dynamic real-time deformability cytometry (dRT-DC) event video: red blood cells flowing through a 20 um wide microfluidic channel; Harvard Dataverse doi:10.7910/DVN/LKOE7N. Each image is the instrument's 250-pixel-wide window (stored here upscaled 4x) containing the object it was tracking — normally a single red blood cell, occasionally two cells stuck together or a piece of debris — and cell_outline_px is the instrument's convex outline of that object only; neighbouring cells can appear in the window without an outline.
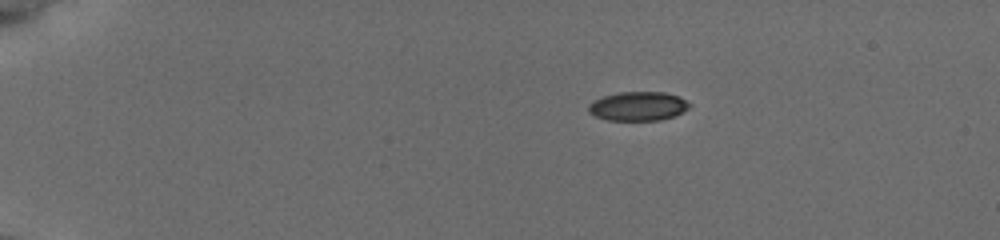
{"species": "common noctule bat (a hibernating species)", "species_latin": "Nyctalus noctula", "temperature_condition": "cold", "stored_images_in_passage": 45, "camera_frame_rate_fps": 3000, "um_per_image_px": 0.085, "animal": {"sex": "female", "body_mass_g": 19.5, "forearm_length_mm": 54.1}, "frame": {"image": 1, "passage_image": 1, "time_ms": 0.0, "image_size_px": [1000, 240], "cell_outline_px": [[692, 104], [688, 108], [672, 116], [660, 120], [608, 120], [596, 116], [588, 112], [588, 104], [592, 100], [604, 96], [620, 92], [664, 92], [680, 96]], "centroid_in_image_um": [54.22, 9.01], "position_along_channel_um": 30.8, "area_um2": 17.05}}
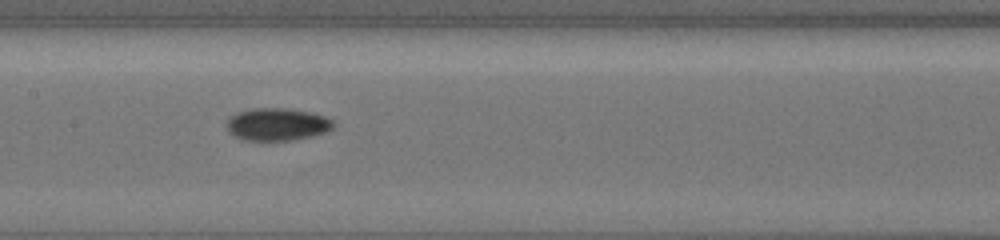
{"frame": {"image": 2, "passage_image": 20, "time_ms": 6.333, "image_size_px": [1000, 240], "cell_outline_px": [[332, 128], [324, 132], [312, 136], [288, 140], [244, 140], [228, 132], [228, 116], [236, 112], [252, 108], [288, 108], [312, 112], [324, 116], [332, 120]], "centroid_in_image_um": [23.52, 10.55], "position_along_channel_um": 183.9, "area_um2": 20.11}}
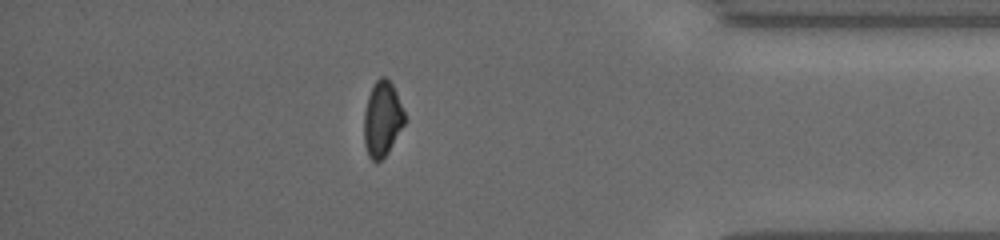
{"frame": {"image": 3, "passage_image": 39, "time_ms": 12.667, "image_size_px": [1000, 240], "cell_outline_px": [[404, 124], [388, 152], [380, 160], [372, 160], [368, 156], [364, 144], [364, 112], [368, 96], [376, 80], [380, 76], [384, 76], [392, 84], [396, 92], [404, 112]], "centroid_in_image_um": [32.47, 10.11], "position_along_channel_um": 402.7, "area_um2": 17.51}, "authors_computed_cell_mechanics": {"area_um2": 18.6116, "velocity_mm_per_s": 3.8431, "shape_relaxation_time_tau1_ms": 4.3086, "shape_relaxation_time_tau2_ms": 3.6673, "deformation_change_tau1": 0.1154, "deformation_change_tau2": 0.0557}}